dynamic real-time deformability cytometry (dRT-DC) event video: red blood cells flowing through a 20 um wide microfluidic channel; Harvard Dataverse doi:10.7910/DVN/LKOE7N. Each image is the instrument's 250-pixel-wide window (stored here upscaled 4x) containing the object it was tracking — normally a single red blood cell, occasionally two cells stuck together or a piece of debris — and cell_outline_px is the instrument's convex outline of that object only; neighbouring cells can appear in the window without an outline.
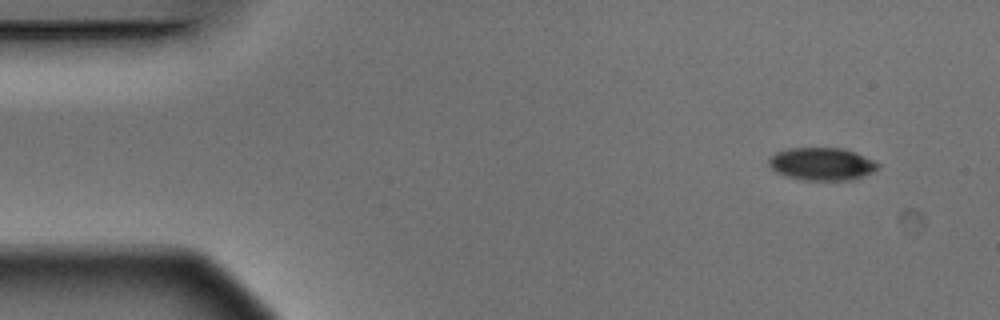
{"species": "Egyptian fruit bat (a non-hibernating species)", "species_latin": "Rousettus aegyptiacus", "temperature_condition": "warm", "stored_images_in_passage": 4, "camera_frame_rate_fps": 3000, "um_per_image_px": 0.085, "animal": {"sex": "male"}, "frame": {"image": 1, "passage_image": 1, "time_ms": 0.0, "image_size_px": [1000, 320], "cell_outline_px": [[880, 168], [872, 172], [852, 180], [804, 180], [784, 176], [776, 172], [768, 164], [768, 156], [776, 152], [788, 148], [840, 148], [876, 160], [880, 164]], "centroid_in_image_um": [69.83, 13.94], "position_along_channel_um": 15.2, "area_um2": 20.92}}
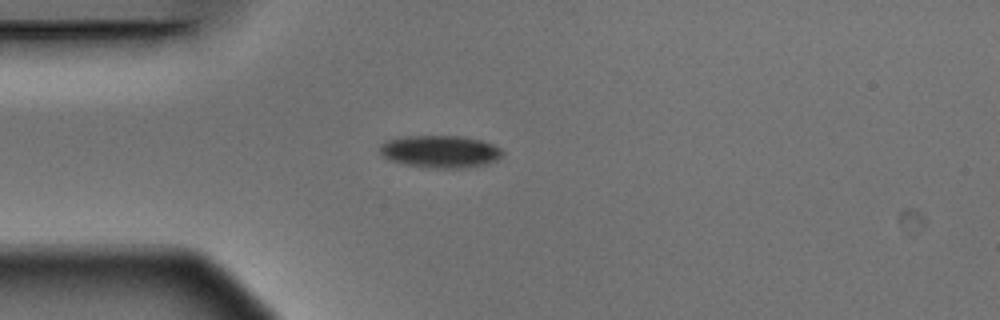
{"frame": {"image": 2, "passage_image": 3, "time_ms": 0.667, "image_size_px": [1000, 320], "cell_outline_px": [[504, 152], [496, 160], [488, 164], [468, 168], [428, 168], [404, 164], [388, 160], [380, 156], [380, 144], [384, 140], [404, 136], [464, 136], [480, 140], [492, 144], [500, 148]], "centroid_in_image_um": [37.37, 12.89], "position_along_channel_um": 47.6, "area_um2": 23.52}}